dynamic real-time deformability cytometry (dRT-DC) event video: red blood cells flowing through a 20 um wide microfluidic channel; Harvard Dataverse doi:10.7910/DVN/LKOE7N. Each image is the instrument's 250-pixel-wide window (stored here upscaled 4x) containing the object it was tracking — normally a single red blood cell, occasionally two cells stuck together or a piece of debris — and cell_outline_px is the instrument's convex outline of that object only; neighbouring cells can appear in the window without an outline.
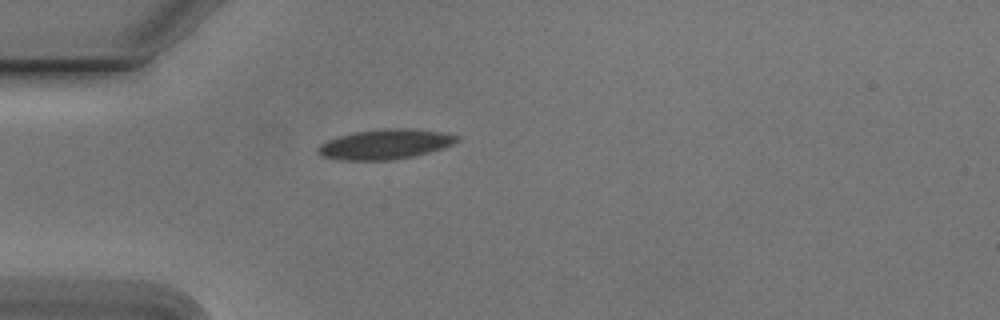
{"species": "Egyptian fruit bat (a non-hibernating species)", "species_latin": "Rousettus aegyptiacus", "temperature_condition": "cold", "stored_images_in_passage": 36, "camera_frame_rate_fps": 3000, "um_per_image_px": 0.085, "animal": {"sex": "male"}, "frame": {"image": 1, "passage_image": 1, "time_ms": 0.0, "image_size_px": [1000, 320], "cell_outline_px": [[460, 140], [444, 148], [412, 156], [388, 160], [340, 160], [324, 156], [316, 152], [316, 148], [320, 144], [328, 140], [340, 136], [356, 132], [380, 128], [408, 128], [440, 132], [460, 136]], "centroid_in_image_um": [32.74, 12.25], "position_along_channel_um": 52.3, "area_um2": 24.1}}
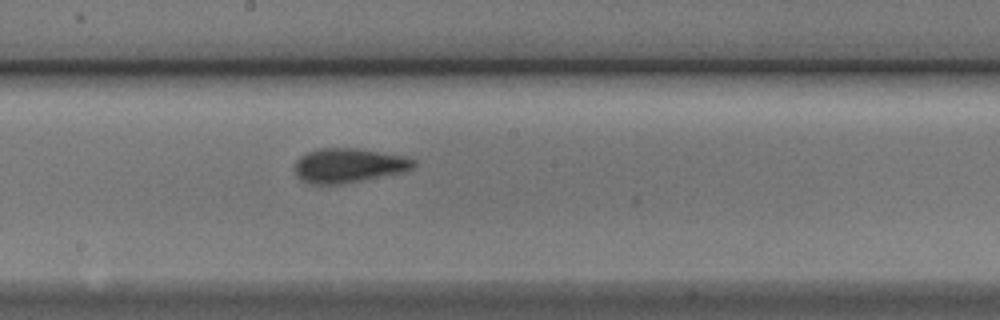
{"frame": {"image": 2, "passage_image": 15, "time_ms": 4.667, "image_size_px": [1000, 320], "cell_outline_px": [[416, 164], [412, 168], [404, 172], [360, 180], [336, 184], [308, 184], [300, 180], [296, 172], [296, 160], [300, 156], [308, 152], [320, 148], [356, 148], [404, 156], [416, 160]], "centroid_in_image_um": [29.63, 14.06], "position_along_channel_um": 218.6, "area_um2": 23.58}}
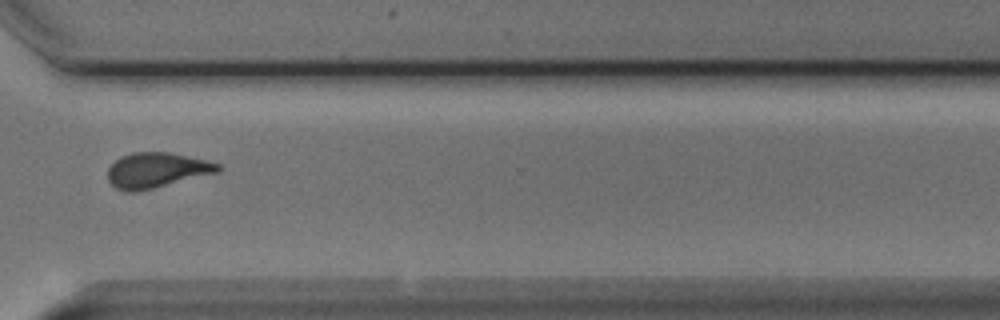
{"frame": {"image": 3, "passage_image": 26, "time_ms": 8.333, "image_size_px": [1000, 320], "cell_outline_px": [[224, 168], [220, 172], [152, 188], [132, 192], [128, 192], [116, 188], [108, 180], [108, 168], [120, 156], [132, 152], [168, 152], [204, 160], [220, 164]], "centroid_in_image_um": [13.32, 14.46], "position_along_channel_um": 357.3, "area_um2": 22.43}, "authors_computed_cell_mechanics": {"area_um2": 22.8888, "velocity_mm_per_s": 3.7884, "shape_relaxation_time_tau1_ms": 3.1951, "shape_relaxation_time_tau2_ms": 2.3396, "deformation_change_tau1": 0.1236, "deformation_change_tau2": 0.0717}}